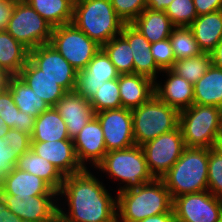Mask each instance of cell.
Instances as JSON below:
<instances>
[{"mask_svg": "<svg viewBox=\"0 0 222 222\" xmlns=\"http://www.w3.org/2000/svg\"><path fill=\"white\" fill-rule=\"evenodd\" d=\"M94 174L88 168L64 176L58 192V222H117V195Z\"/></svg>", "mask_w": 222, "mask_h": 222, "instance_id": "1", "label": "cell"}, {"mask_svg": "<svg viewBox=\"0 0 222 222\" xmlns=\"http://www.w3.org/2000/svg\"><path fill=\"white\" fill-rule=\"evenodd\" d=\"M117 194V222H138L173 210V199L162 179Z\"/></svg>", "mask_w": 222, "mask_h": 222, "instance_id": "2", "label": "cell"}, {"mask_svg": "<svg viewBox=\"0 0 222 222\" xmlns=\"http://www.w3.org/2000/svg\"><path fill=\"white\" fill-rule=\"evenodd\" d=\"M210 148L185 147L179 160L161 178L172 199L208 190Z\"/></svg>", "mask_w": 222, "mask_h": 222, "instance_id": "3", "label": "cell"}, {"mask_svg": "<svg viewBox=\"0 0 222 222\" xmlns=\"http://www.w3.org/2000/svg\"><path fill=\"white\" fill-rule=\"evenodd\" d=\"M94 170H98V174L106 173L104 176H108L109 181L113 179L114 183L116 180L119 182L116 193L140 187L154 179L147 167L144 152L138 145L108 151Z\"/></svg>", "mask_w": 222, "mask_h": 222, "instance_id": "4", "label": "cell"}, {"mask_svg": "<svg viewBox=\"0 0 222 222\" xmlns=\"http://www.w3.org/2000/svg\"><path fill=\"white\" fill-rule=\"evenodd\" d=\"M72 23L101 47L120 35L125 24L111 0H75Z\"/></svg>", "mask_w": 222, "mask_h": 222, "instance_id": "5", "label": "cell"}, {"mask_svg": "<svg viewBox=\"0 0 222 222\" xmlns=\"http://www.w3.org/2000/svg\"><path fill=\"white\" fill-rule=\"evenodd\" d=\"M222 108L192 104L179 112V127L186 147L210 148L220 133Z\"/></svg>", "mask_w": 222, "mask_h": 222, "instance_id": "6", "label": "cell"}, {"mask_svg": "<svg viewBox=\"0 0 222 222\" xmlns=\"http://www.w3.org/2000/svg\"><path fill=\"white\" fill-rule=\"evenodd\" d=\"M135 145L142 146L161 134L176 129L179 111L153 95L147 102L131 110Z\"/></svg>", "mask_w": 222, "mask_h": 222, "instance_id": "7", "label": "cell"}, {"mask_svg": "<svg viewBox=\"0 0 222 222\" xmlns=\"http://www.w3.org/2000/svg\"><path fill=\"white\" fill-rule=\"evenodd\" d=\"M6 31L30 51L50 42L53 27L26 1L17 0Z\"/></svg>", "mask_w": 222, "mask_h": 222, "instance_id": "8", "label": "cell"}, {"mask_svg": "<svg viewBox=\"0 0 222 222\" xmlns=\"http://www.w3.org/2000/svg\"><path fill=\"white\" fill-rule=\"evenodd\" d=\"M78 72L83 70L101 49L73 23L53 27L49 42Z\"/></svg>", "mask_w": 222, "mask_h": 222, "instance_id": "9", "label": "cell"}, {"mask_svg": "<svg viewBox=\"0 0 222 222\" xmlns=\"http://www.w3.org/2000/svg\"><path fill=\"white\" fill-rule=\"evenodd\" d=\"M185 147L179 126L143 144L141 148L153 178L161 179L179 160Z\"/></svg>", "mask_w": 222, "mask_h": 222, "instance_id": "10", "label": "cell"}, {"mask_svg": "<svg viewBox=\"0 0 222 222\" xmlns=\"http://www.w3.org/2000/svg\"><path fill=\"white\" fill-rule=\"evenodd\" d=\"M176 222H219L222 219V200L208 190L188 193L173 199Z\"/></svg>", "mask_w": 222, "mask_h": 222, "instance_id": "11", "label": "cell"}, {"mask_svg": "<svg viewBox=\"0 0 222 222\" xmlns=\"http://www.w3.org/2000/svg\"><path fill=\"white\" fill-rule=\"evenodd\" d=\"M29 60L43 71V74L56 81L66 92L75 90L77 71L49 43L30 50Z\"/></svg>", "mask_w": 222, "mask_h": 222, "instance_id": "12", "label": "cell"}, {"mask_svg": "<svg viewBox=\"0 0 222 222\" xmlns=\"http://www.w3.org/2000/svg\"><path fill=\"white\" fill-rule=\"evenodd\" d=\"M0 196L8 209L25 222H58V195Z\"/></svg>", "mask_w": 222, "mask_h": 222, "instance_id": "13", "label": "cell"}, {"mask_svg": "<svg viewBox=\"0 0 222 222\" xmlns=\"http://www.w3.org/2000/svg\"><path fill=\"white\" fill-rule=\"evenodd\" d=\"M104 134L106 150H120L135 145L130 109L120 108L95 113Z\"/></svg>", "mask_w": 222, "mask_h": 222, "instance_id": "14", "label": "cell"}, {"mask_svg": "<svg viewBox=\"0 0 222 222\" xmlns=\"http://www.w3.org/2000/svg\"><path fill=\"white\" fill-rule=\"evenodd\" d=\"M119 75L114 64L101 48L87 66L77 72L74 91L90 100L104 82L118 79Z\"/></svg>", "mask_w": 222, "mask_h": 222, "instance_id": "15", "label": "cell"}, {"mask_svg": "<svg viewBox=\"0 0 222 222\" xmlns=\"http://www.w3.org/2000/svg\"><path fill=\"white\" fill-rule=\"evenodd\" d=\"M77 159L84 169H94L107 153L100 122L94 116L73 139ZM89 164V165H87Z\"/></svg>", "mask_w": 222, "mask_h": 222, "instance_id": "16", "label": "cell"}, {"mask_svg": "<svg viewBox=\"0 0 222 222\" xmlns=\"http://www.w3.org/2000/svg\"><path fill=\"white\" fill-rule=\"evenodd\" d=\"M31 150L54 165L63 176L84 170L77 159L73 140L31 142Z\"/></svg>", "mask_w": 222, "mask_h": 222, "instance_id": "17", "label": "cell"}, {"mask_svg": "<svg viewBox=\"0 0 222 222\" xmlns=\"http://www.w3.org/2000/svg\"><path fill=\"white\" fill-rule=\"evenodd\" d=\"M162 74L166 80L164 82L154 81L155 95L179 112L189 108L194 100V85L186 81L181 76L174 73L171 69L163 70ZM164 83V84H163Z\"/></svg>", "mask_w": 222, "mask_h": 222, "instance_id": "18", "label": "cell"}, {"mask_svg": "<svg viewBox=\"0 0 222 222\" xmlns=\"http://www.w3.org/2000/svg\"><path fill=\"white\" fill-rule=\"evenodd\" d=\"M55 108L65 121L69 138L72 140L95 116L89 100L75 91L67 92L57 102Z\"/></svg>", "mask_w": 222, "mask_h": 222, "instance_id": "19", "label": "cell"}, {"mask_svg": "<svg viewBox=\"0 0 222 222\" xmlns=\"http://www.w3.org/2000/svg\"><path fill=\"white\" fill-rule=\"evenodd\" d=\"M121 35L129 42L131 47L133 73L156 81L162 70L156 65L151 54V43L132 24H124Z\"/></svg>", "mask_w": 222, "mask_h": 222, "instance_id": "20", "label": "cell"}, {"mask_svg": "<svg viewBox=\"0 0 222 222\" xmlns=\"http://www.w3.org/2000/svg\"><path fill=\"white\" fill-rule=\"evenodd\" d=\"M118 84L122 108L132 110L155 95L154 81L143 75L120 74Z\"/></svg>", "mask_w": 222, "mask_h": 222, "instance_id": "21", "label": "cell"}, {"mask_svg": "<svg viewBox=\"0 0 222 222\" xmlns=\"http://www.w3.org/2000/svg\"><path fill=\"white\" fill-rule=\"evenodd\" d=\"M0 194L15 196L58 195L43 179L14 168L0 188Z\"/></svg>", "mask_w": 222, "mask_h": 222, "instance_id": "22", "label": "cell"}, {"mask_svg": "<svg viewBox=\"0 0 222 222\" xmlns=\"http://www.w3.org/2000/svg\"><path fill=\"white\" fill-rule=\"evenodd\" d=\"M18 76L50 107H55L57 102L67 93L56 81L43 74V71L29 59Z\"/></svg>", "mask_w": 222, "mask_h": 222, "instance_id": "23", "label": "cell"}, {"mask_svg": "<svg viewBox=\"0 0 222 222\" xmlns=\"http://www.w3.org/2000/svg\"><path fill=\"white\" fill-rule=\"evenodd\" d=\"M188 27L202 52L211 53L222 40V10L199 15Z\"/></svg>", "mask_w": 222, "mask_h": 222, "instance_id": "24", "label": "cell"}, {"mask_svg": "<svg viewBox=\"0 0 222 222\" xmlns=\"http://www.w3.org/2000/svg\"><path fill=\"white\" fill-rule=\"evenodd\" d=\"M151 44L170 37L174 25L163 11L144 9L131 23Z\"/></svg>", "mask_w": 222, "mask_h": 222, "instance_id": "25", "label": "cell"}, {"mask_svg": "<svg viewBox=\"0 0 222 222\" xmlns=\"http://www.w3.org/2000/svg\"><path fill=\"white\" fill-rule=\"evenodd\" d=\"M72 140L69 138L66 123L55 107H49L35 118L31 142Z\"/></svg>", "mask_w": 222, "mask_h": 222, "instance_id": "26", "label": "cell"}, {"mask_svg": "<svg viewBox=\"0 0 222 222\" xmlns=\"http://www.w3.org/2000/svg\"><path fill=\"white\" fill-rule=\"evenodd\" d=\"M193 104L222 108V68L211 66L194 84Z\"/></svg>", "mask_w": 222, "mask_h": 222, "instance_id": "27", "label": "cell"}, {"mask_svg": "<svg viewBox=\"0 0 222 222\" xmlns=\"http://www.w3.org/2000/svg\"><path fill=\"white\" fill-rule=\"evenodd\" d=\"M15 167L40 177L56 192H59L63 184L64 176L59 170L31 149L18 157Z\"/></svg>", "mask_w": 222, "mask_h": 222, "instance_id": "28", "label": "cell"}, {"mask_svg": "<svg viewBox=\"0 0 222 222\" xmlns=\"http://www.w3.org/2000/svg\"><path fill=\"white\" fill-rule=\"evenodd\" d=\"M29 59V50L6 30L0 31V68L17 76Z\"/></svg>", "mask_w": 222, "mask_h": 222, "instance_id": "29", "label": "cell"}, {"mask_svg": "<svg viewBox=\"0 0 222 222\" xmlns=\"http://www.w3.org/2000/svg\"><path fill=\"white\" fill-rule=\"evenodd\" d=\"M8 89L19 111L24 114L37 118L50 107L18 75L10 78Z\"/></svg>", "mask_w": 222, "mask_h": 222, "instance_id": "30", "label": "cell"}, {"mask_svg": "<svg viewBox=\"0 0 222 222\" xmlns=\"http://www.w3.org/2000/svg\"><path fill=\"white\" fill-rule=\"evenodd\" d=\"M52 27L72 23L75 0H24Z\"/></svg>", "mask_w": 222, "mask_h": 222, "instance_id": "31", "label": "cell"}, {"mask_svg": "<svg viewBox=\"0 0 222 222\" xmlns=\"http://www.w3.org/2000/svg\"><path fill=\"white\" fill-rule=\"evenodd\" d=\"M0 117L5 121L6 127L15 128L30 136L33 134L35 118L19 111L8 88L0 92Z\"/></svg>", "mask_w": 222, "mask_h": 222, "instance_id": "32", "label": "cell"}, {"mask_svg": "<svg viewBox=\"0 0 222 222\" xmlns=\"http://www.w3.org/2000/svg\"><path fill=\"white\" fill-rule=\"evenodd\" d=\"M119 74L133 73V54L129 42L120 34L101 47Z\"/></svg>", "mask_w": 222, "mask_h": 222, "instance_id": "33", "label": "cell"}, {"mask_svg": "<svg viewBox=\"0 0 222 222\" xmlns=\"http://www.w3.org/2000/svg\"><path fill=\"white\" fill-rule=\"evenodd\" d=\"M212 64L210 53L203 52L197 56L176 60L171 70L194 85Z\"/></svg>", "mask_w": 222, "mask_h": 222, "instance_id": "34", "label": "cell"}, {"mask_svg": "<svg viewBox=\"0 0 222 222\" xmlns=\"http://www.w3.org/2000/svg\"><path fill=\"white\" fill-rule=\"evenodd\" d=\"M175 61L197 56L202 52L191 29L187 26L174 27L169 37Z\"/></svg>", "mask_w": 222, "mask_h": 222, "instance_id": "35", "label": "cell"}, {"mask_svg": "<svg viewBox=\"0 0 222 222\" xmlns=\"http://www.w3.org/2000/svg\"><path fill=\"white\" fill-rule=\"evenodd\" d=\"M89 102L95 113L122 108L118 79L104 82Z\"/></svg>", "mask_w": 222, "mask_h": 222, "instance_id": "36", "label": "cell"}, {"mask_svg": "<svg viewBox=\"0 0 222 222\" xmlns=\"http://www.w3.org/2000/svg\"><path fill=\"white\" fill-rule=\"evenodd\" d=\"M164 12L175 27H188L198 16L193 0H173Z\"/></svg>", "mask_w": 222, "mask_h": 222, "instance_id": "37", "label": "cell"}, {"mask_svg": "<svg viewBox=\"0 0 222 222\" xmlns=\"http://www.w3.org/2000/svg\"><path fill=\"white\" fill-rule=\"evenodd\" d=\"M208 191L222 200V155L213 148L208 159Z\"/></svg>", "mask_w": 222, "mask_h": 222, "instance_id": "38", "label": "cell"}, {"mask_svg": "<svg viewBox=\"0 0 222 222\" xmlns=\"http://www.w3.org/2000/svg\"><path fill=\"white\" fill-rule=\"evenodd\" d=\"M111 4L125 24H131L146 9V0H111Z\"/></svg>", "mask_w": 222, "mask_h": 222, "instance_id": "39", "label": "cell"}, {"mask_svg": "<svg viewBox=\"0 0 222 222\" xmlns=\"http://www.w3.org/2000/svg\"><path fill=\"white\" fill-rule=\"evenodd\" d=\"M151 54L156 65L163 71L171 69L175 63V57L169 38L152 43Z\"/></svg>", "mask_w": 222, "mask_h": 222, "instance_id": "40", "label": "cell"}, {"mask_svg": "<svg viewBox=\"0 0 222 222\" xmlns=\"http://www.w3.org/2000/svg\"><path fill=\"white\" fill-rule=\"evenodd\" d=\"M18 156L6 142V137L0 138V188L17 164Z\"/></svg>", "mask_w": 222, "mask_h": 222, "instance_id": "41", "label": "cell"}, {"mask_svg": "<svg viewBox=\"0 0 222 222\" xmlns=\"http://www.w3.org/2000/svg\"><path fill=\"white\" fill-rule=\"evenodd\" d=\"M5 137L6 142L9 143L18 157L31 149V136L25 132L19 131L15 128H9Z\"/></svg>", "mask_w": 222, "mask_h": 222, "instance_id": "42", "label": "cell"}, {"mask_svg": "<svg viewBox=\"0 0 222 222\" xmlns=\"http://www.w3.org/2000/svg\"><path fill=\"white\" fill-rule=\"evenodd\" d=\"M197 15L222 10V0H193Z\"/></svg>", "mask_w": 222, "mask_h": 222, "instance_id": "43", "label": "cell"}, {"mask_svg": "<svg viewBox=\"0 0 222 222\" xmlns=\"http://www.w3.org/2000/svg\"><path fill=\"white\" fill-rule=\"evenodd\" d=\"M17 0H0V31H5Z\"/></svg>", "mask_w": 222, "mask_h": 222, "instance_id": "44", "label": "cell"}, {"mask_svg": "<svg viewBox=\"0 0 222 222\" xmlns=\"http://www.w3.org/2000/svg\"><path fill=\"white\" fill-rule=\"evenodd\" d=\"M0 222H25L17 215L12 213L3 198L0 196Z\"/></svg>", "mask_w": 222, "mask_h": 222, "instance_id": "45", "label": "cell"}, {"mask_svg": "<svg viewBox=\"0 0 222 222\" xmlns=\"http://www.w3.org/2000/svg\"><path fill=\"white\" fill-rule=\"evenodd\" d=\"M138 222H176V219H175L174 210H172L168 213H163V214H158V215L147 217Z\"/></svg>", "mask_w": 222, "mask_h": 222, "instance_id": "46", "label": "cell"}, {"mask_svg": "<svg viewBox=\"0 0 222 222\" xmlns=\"http://www.w3.org/2000/svg\"><path fill=\"white\" fill-rule=\"evenodd\" d=\"M173 0H146V8L153 11H165Z\"/></svg>", "mask_w": 222, "mask_h": 222, "instance_id": "47", "label": "cell"}, {"mask_svg": "<svg viewBox=\"0 0 222 222\" xmlns=\"http://www.w3.org/2000/svg\"><path fill=\"white\" fill-rule=\"evenodd\" d=\"M212 64L222 68V40L217 44L216 48L210 53Z\"/></svg>", "mask_w": 222, "mask_h": 222, "instance_id": "48", "label": "cell"}, {"mask_svg": "<svg viewBox=\"0 0 222 222\" xmlns=\"http://www.w3.org/2000/svg\"><path fill=\"white\" fill-rule=\"evenodd\" d=\"M12 77L6 70L0 68V92L5 91L9 86V80Z\"/></svg>", "mask_w": 222, "mask_h": 222, "instance_id": "49", "label": "cell"}, {"mask_svg": "<svg viewBox=\"0 0 222 222\" xmlns=\"http://www.w3.org/2000/svg\"><path fill=\"white\" fill-rule=\"evenodd\" d=\"M9 128L6 127L5 121L0 117V138H4Z\"/></svg>", "mask_w": 222, "mask_h": 222, "instance_id": "50", "label": "cell"}, {"mask_svg": "<svg viewBox=\"0 0 222 222\" xmlns=\"http://www.w3.org/2000/svg\"><path fill=\"white\" fill-rule=\"evenodd\" d=\"M213 149L218 152L220 155H222V137H218L216 139L215 145Z\"/></svg>", "mask_w": 222, "mask_h": 222, "instance_id": "51", "label": "cell"}, {"mask_svg": "<svg viewBox=\"0 0 222 222\" xmlns=\"http://www.w3.org/2000/svg\"><path fill=\"white\" fill-rule=\"evenodd\" d=\"M218 137H222V118H221V127H220V133Z\"/></svg>", "mask_w": 222, "mask_h": 222, "instance_id": "52", "label": "cell"}]
</instances>
